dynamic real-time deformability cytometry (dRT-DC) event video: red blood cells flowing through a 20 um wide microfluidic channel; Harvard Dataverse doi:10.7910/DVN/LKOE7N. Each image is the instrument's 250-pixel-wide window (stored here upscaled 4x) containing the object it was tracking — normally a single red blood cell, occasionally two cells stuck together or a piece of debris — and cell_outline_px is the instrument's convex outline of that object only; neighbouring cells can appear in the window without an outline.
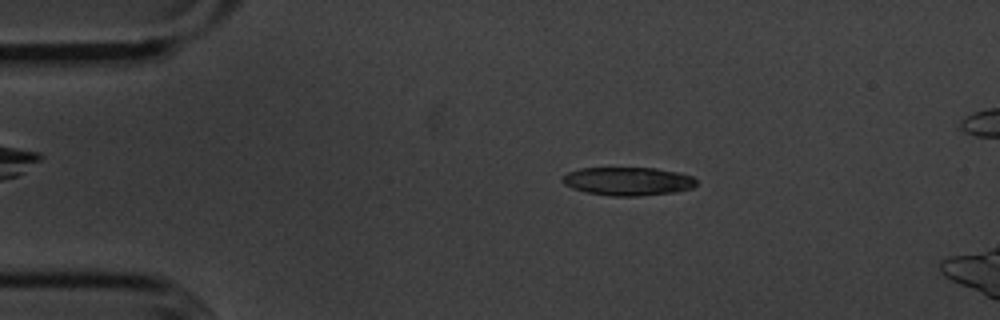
{"species": "common noctule bat (a hibernating species)", "species_latin": "Nyctalus noctula", "temperature_condition": "cold", "stored_images_in_passage": 56, "camera_frame_rate_fps": 3000, "um_per_image_px": 0.085, "animal": {"sex": "male", "body_mass_g": 20.1, "forearm_length_mm": 53.5}, "frame": {"image": 1, "passage_image": 11, "time_ms": 3.333, "image_size_px": [1000, 320], "cell_outline_px": [[696, 184], [692, 188], [676, 192], [636, 196], [612, 196], [588, 192], [572, 188], [564, 184], [560, 180], [560, 176], [568, 172], [580, 168], [656, 168], [680, 172], [692, 176], [696, 180]], "centroid_in_image_um": [53.36, 15.4], "position_along_channel_um": 31.6, "area_um2": 22.25}}
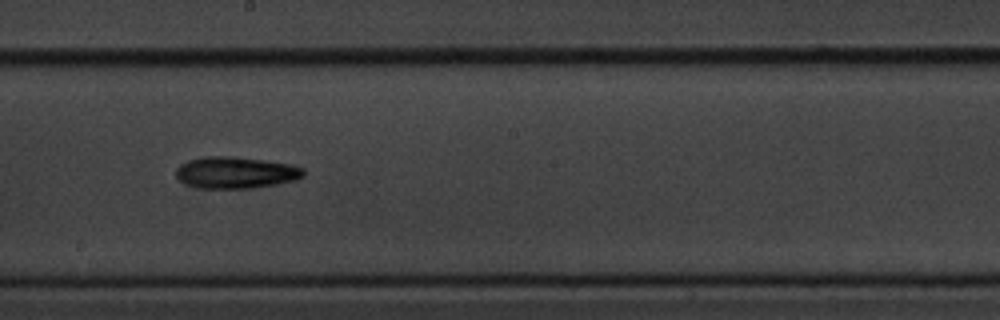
{"frame": {"image": 2, "passage_image": 31, "time_ms": 10.0, "image_size_px": [1000, 320], "cell_outline_px": [[304, 176], [296, 180], [276, 184], [252, 188], [200, 188], [184, 184], [176, 176], [176, 168], [180, 164], [188, 160], [204, 156], [232, 156], [264, 160], [288, 164], [304, 168]], "centroid_in_image_um": [20.01, 14.66], "position_along_channel_um": 228.2, "area_um2": 23.58}}
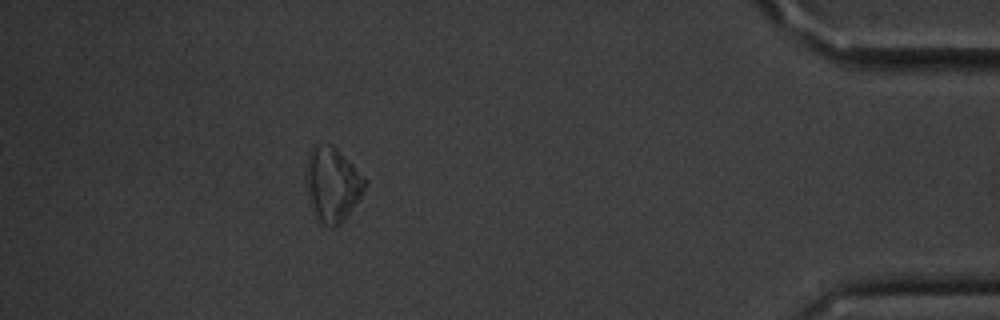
{"frame": {"image": 3, "passage_image": 50, "time_ms": 16.333, "image_size_px": [1000, 320], "cell_outline_px": [[368, 180], [360, 196], [344, 220], [336, 228], [332, 228], [324, 224], [320, 220], [312, 208], [308, 188], [308, 160], [312, 152], [316, 148], [332, 144]], "centroid_in_image_um": [28.32, 15.73], "position_along_channel_um": 406.9, "area_um2": 24.16}}